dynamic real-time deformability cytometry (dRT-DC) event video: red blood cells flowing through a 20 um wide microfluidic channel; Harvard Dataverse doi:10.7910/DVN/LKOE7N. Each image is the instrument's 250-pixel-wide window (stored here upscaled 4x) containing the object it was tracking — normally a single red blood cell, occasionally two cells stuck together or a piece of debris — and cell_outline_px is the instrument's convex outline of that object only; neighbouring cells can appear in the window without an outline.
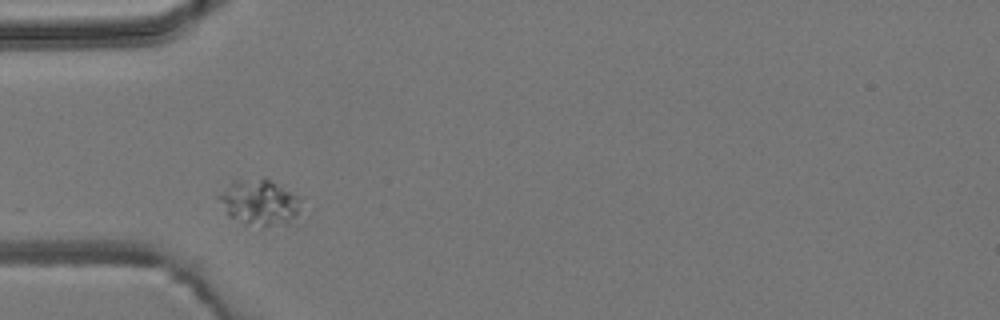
{"species": "common noctule bat (a hibernating species)", "species_latin": "Nyctalus noctula", "temperature_condition": "room temperature", "stored_images_in_passage": 7, "camera_frame_rate_fps": 3000, "um_per_image_px": 0.085, "animal": {"sex": "male", "body_mass_g": 19.2, "forearm_length_mm": 51.8}, "frame": {"image": 1, "passage_image": 1, "time_ms": 0.0, "image_size_px": [1000, 320], "cell_outline_px": [[304, 196], [296, 220], [288, 224], [264, 228], [244, 224], [228, 216], [216, 196], [232, 184], [264, 176]], "centroid_in_image_um": [22.18, 17.24], "position_along_channel_um": 62.8, "area_um2": 22.66}}
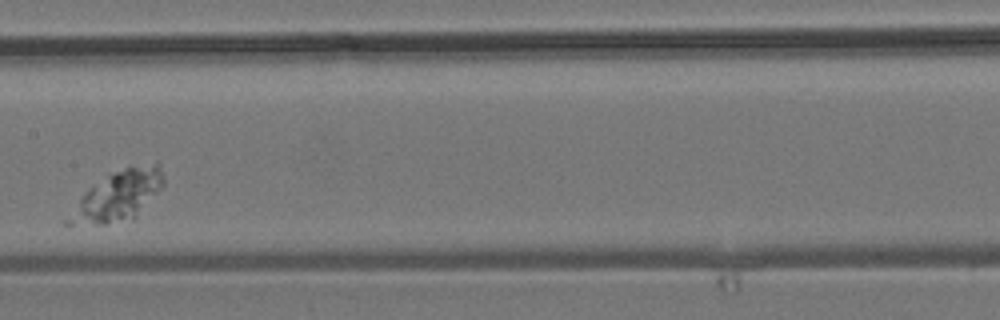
{"frame": {"image": 2, "passage_image": 4, "time_ms": 3.667, "image_size_px": [1000, 320], "cell_outline_px": [[164, 184], [136, 216], [132, 220], [104, 224], [64, 224], [64, 220], [84, 192], [88, 188], [108, 176], [124, 168], [156, 164], [160, 164], [164, 176]], "centroid_in_image_um": [10.0, 16.69], "position_along_channel_um": 197.4, "area_um2": 26.93}}
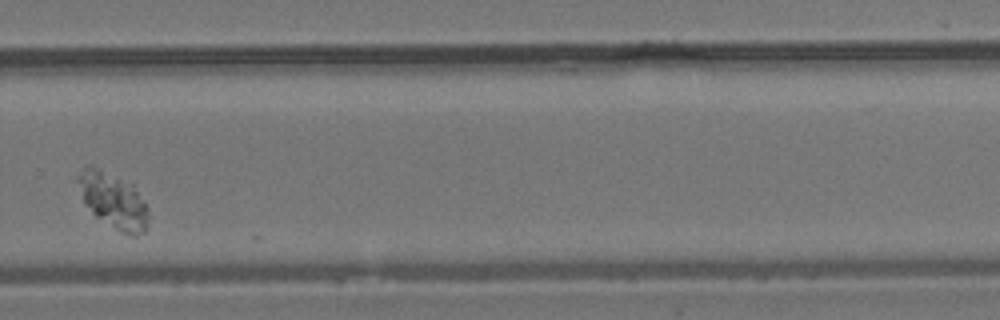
{"frame": {"image": 3, "passage_image": 7, "time_ms": 7.0, "image_size_px": [1000, 320], "cell_outline_px": [[148, 216], [144, 232], [136, 236], [132, 236], [120, 232], [96, 216], [84, 204], [76, 180], [84, 164], [92, 164], [132, 184], [148, 208]], "centroid_in_image_um": [9.59, 17.01], "position_along_channel_um": 320.2, "area_um2": 22.89}}